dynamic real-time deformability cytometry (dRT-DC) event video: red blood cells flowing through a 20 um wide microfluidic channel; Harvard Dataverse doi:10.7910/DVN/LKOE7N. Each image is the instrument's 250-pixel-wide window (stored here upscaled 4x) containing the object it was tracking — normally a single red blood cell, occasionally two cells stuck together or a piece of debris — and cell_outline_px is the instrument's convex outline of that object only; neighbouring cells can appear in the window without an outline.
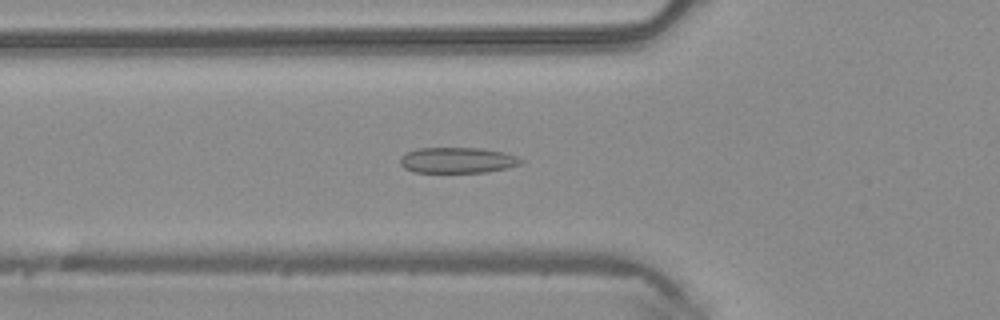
{"species": "common noctule bat (a hibernating species)", "species_latin": "Nyctalus noctula", "temperature_condition": "warm", "stored_images_in_passage": 47, "camera_frame_rate_fps": 3000, "um_per_image_px": 0.085, "animal": {"sex": "male", "body_mass_g": 20.4}, "frame": {"image": 1, "passage_image": 16, "time_ms": 5.0, "image_size_px": [1000, 320], "cell_outline_px": [[524, 160], [520, 164], [508, 168], [488, 172], [412, 172], [404, 168], [400, 164], [400, 156], [408, 152], [420, 148], [484, 148], [504, 152], [516, 156]], "centroid_in_image_um": [38.9, 13.62], "position_along_channel_um": 86.9, "area_um2": 18.21}}
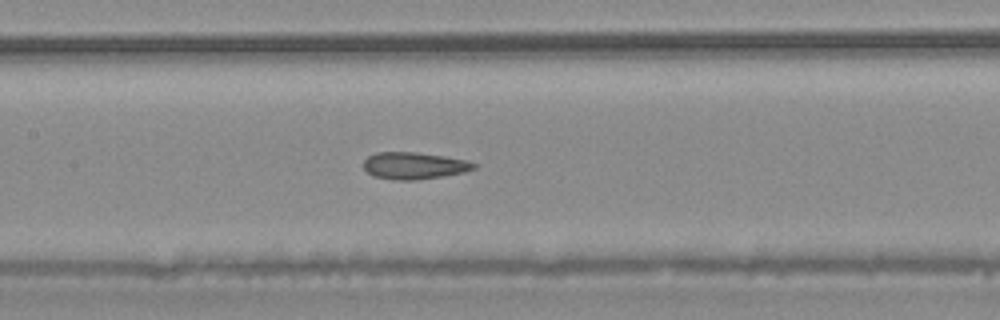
{"frame": {"image": 2, "passage_image": 22, "time_ms": 7.0, "image_size_px": [1000, 320], "cell_outline_px": [[480, 164], [476, 168], [464, 172], [416, 180], [392, 180], [372, 176], [364, 168], [364, 160], [368, 156], [376, 152], [416, 152], [444, 156], [468, 160]], "centroid_in_image_um": [35.21, 14.08], "position_along_channel_um": 172.2, "area_um2": 17.46}}
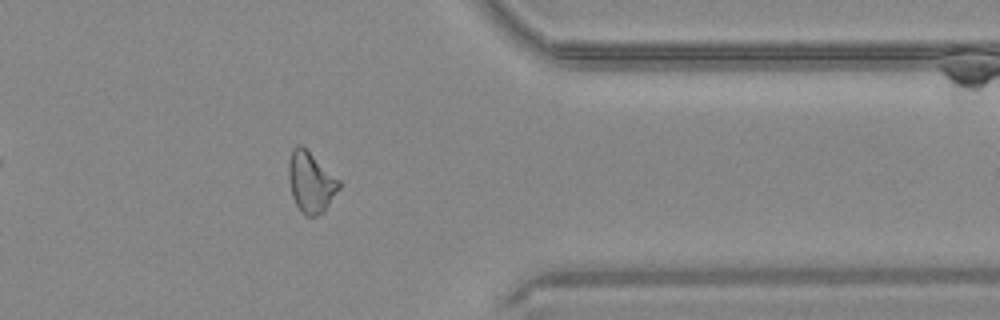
{"frame": {"image": 3, "passage_image": 38, "time_ms": 12.333, "image_size_px": [1000, 320], "cell_outline_px": [[340, 188], [324, 212], [316, 216], [304, 216], [300, 212], [292, 196], [288, 176], [288, 160], [292, 148], [296, 144], [300, 144], [340, 180]], "centroid_in_image_um": [26.4, 15.5], "position_along_channel_um": 385.0, "area_um2": 17.92}, "authors_computed_cell_mechanics": {"area_um2": 18.207, "velocity_mm_per_s": 4.2261, "shape_relaxation_time_tau1_ms": null, "shape_relaxation_time_tau2_ms": 2.1385, "deformation_change_tau1": null, "deformation_change_tau2": 0.1104}}